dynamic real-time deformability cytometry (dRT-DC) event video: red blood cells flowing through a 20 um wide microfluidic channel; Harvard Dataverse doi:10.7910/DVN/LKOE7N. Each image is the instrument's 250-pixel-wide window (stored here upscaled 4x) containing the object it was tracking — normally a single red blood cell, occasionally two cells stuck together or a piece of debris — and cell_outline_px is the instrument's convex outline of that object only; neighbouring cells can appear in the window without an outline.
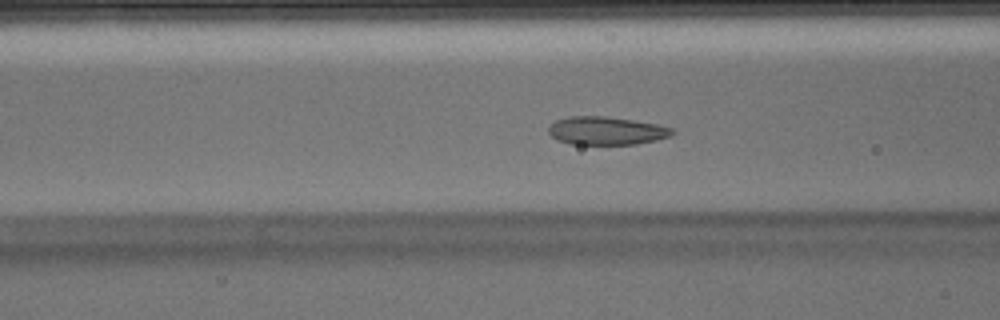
{"species": "Egyptian fruit bat (a non-hibernating species)", "species_latin": "Rousettus aegyptiacus", "temperature_condition": "warm", "stored_images_in_passage": 38, "camera_frame_rate_fps": 3000, "um_per_image_px": 0.085, "animal": {"sex": "male"}, "frame": {"image": 1, "passage_image": 6, "time_ms": 1.667, "image_size_px": [1000, 320], "cell_outline_px": [[676, 132], [672, 136], [656, 140], [636, 144], [568, 144], [556, 140], [548, 132], [548, 128], [556, 120], [568, 116], [604, 116], [660, 124], [672, 128]], "centroid_in_image_um": [51.56, 11.11], "position_along_channel_um": 115.0, "area_um2": 20.46}}
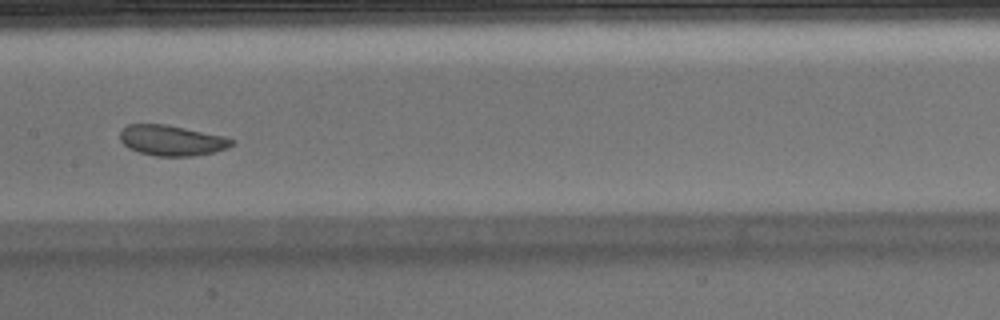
{"frame": {"image": 2, "passage_image": 12, "time_ms": 3.667, "image_size_px": [1000, 320], "cell_outline_px": [[236, 144], [228, 148], [216, 152], [192, 156], [156, 156], [140, 152], [128, 148], [120, 140], [120, 132], [128, 124], [164, 124], [224, 136], [236, 140]], "centroid_in_image_um": [14.64, 11.94], "position_along_channel_um": 192.8, "area_um2": 19.88}, "authors_computed_cell_mechanics": {"area_um2": 21.0392, "velocity_mm_per_s": 3.8807, "shape_relaxation_time_tau1_ms": 3.1951, "shape_relaxation_time_tau2_ms": 1.7273, "deformation_change_tau1": 0.1243, "deformation_change_tau2": 0.0853}}